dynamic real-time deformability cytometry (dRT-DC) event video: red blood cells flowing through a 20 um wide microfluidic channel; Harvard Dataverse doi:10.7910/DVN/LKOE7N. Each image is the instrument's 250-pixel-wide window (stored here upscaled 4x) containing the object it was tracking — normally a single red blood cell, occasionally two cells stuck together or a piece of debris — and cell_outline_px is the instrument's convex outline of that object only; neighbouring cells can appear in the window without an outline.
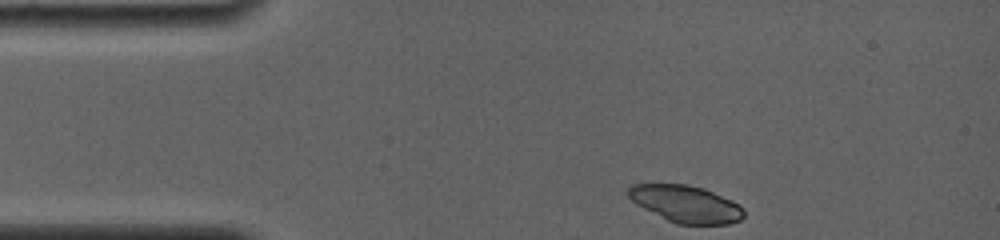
{"species": "common noctule bat (a hibernating species)", "species_latin": "Nyctalus noctula", "temperature_condition": "room temperature", "stored_images_in_passage": 9, "camera_frame_rate_fps": 4000, "um_per_image_px": 0.085, "animal": {"sex": "female", "body_mass_g": 19.0, "forearm_length_mm": 56.7}, "frame": {"image": 1, "passage_image": 1, "time_ms": 0.0, "image_size_px": [1000, 240], "cell_outline_px": [[744, 216], [740, 220], [728, 224], [676, 224], [636, 204], [628, 196], [628, 188], [632, 184], [688, 184], [704, 188], [732, 200], [740, 204], [744, 208]], "centroid_in_image_um": [58.33, 17.33], "position_along_channel_um": 26.7, "area_um2": 24.91}}